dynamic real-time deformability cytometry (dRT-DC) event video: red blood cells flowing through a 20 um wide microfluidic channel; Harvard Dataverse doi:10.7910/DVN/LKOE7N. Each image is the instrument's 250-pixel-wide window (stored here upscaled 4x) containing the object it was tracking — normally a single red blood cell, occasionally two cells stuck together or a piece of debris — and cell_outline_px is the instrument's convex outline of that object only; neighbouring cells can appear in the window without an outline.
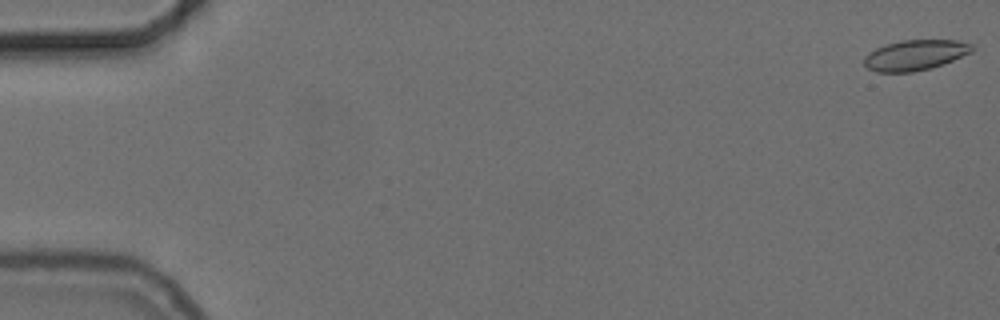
{"species": "common noctule bat (a hibernating species)", "species_latin": "Nyctalus noctula", "temperature_condition": "cold", "stored_images_in_passage": 56, "camera_frame_rate_fps": 3000, "um_per_image_px": 0.085, "animal": {"sex": "female", "body_mass_g": 24.6, "forearm_length_mm": 56.2}, "frame": {"image": 1, "passage_image": 1, "time_ms": 0.0, "image_size_px": [1000, 320], "cell_outline_px": [[976, 48], [972, 52], [932, 68], [912, 72], [876, 72], [868, 68], [864, 64], [864, 56], [868, 52], [876, 48], [900, 40], [956, 40], [972, 44]], "centroid_in_image_um": [77.79, 4.68], "position_along_channel_um": 7.2, "area_um2": 19.13}}
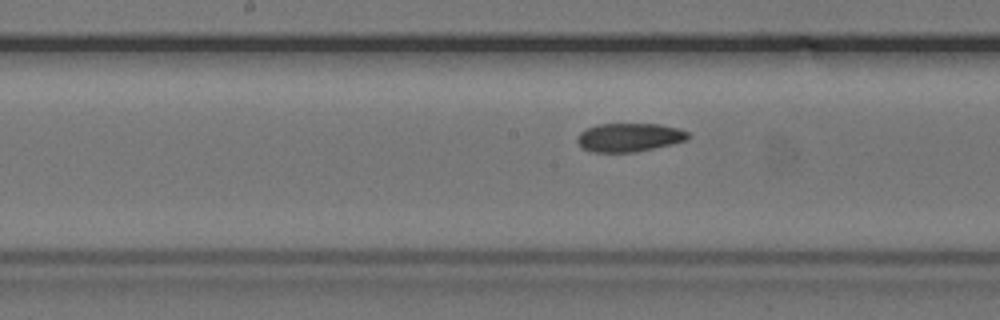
{"frame": {"image": 2, "passage_image": 29, "time_ms": 9.333, "image_size_px": [1000, 320], "cell_outline_px": [[692, 136], [688, 140], [636, 152], [592, 152], [580, 148], [576, 140], [576, 136], [580, 132], [596, 124], [660, 124], [680, 128], [688, 132]], "centroid_in_image_um": [53.48, 11.68], "position_along_channel_um": 194.7, "area_um2": 18.73}}
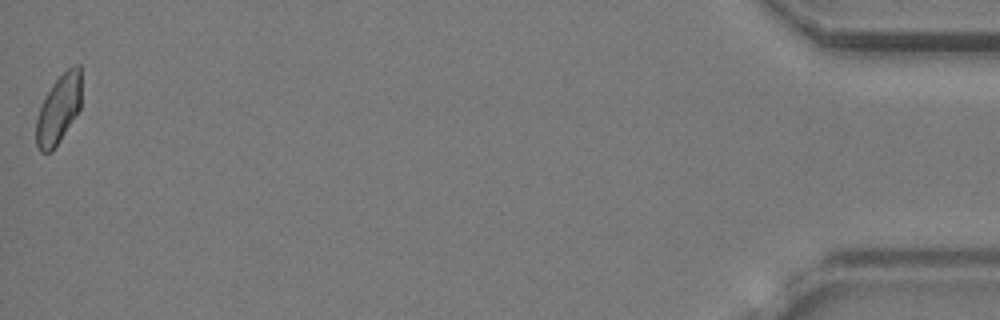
{"frame": {"image": 3, "passage_image": 56, "time_ms": 18.333, "image_size_px": [1000, 320], "cell_outline_px": [[80, 108], [60, 140], [52, 152], [40, 152], [36, 144], [36, 120], [40, 104], [52, 84], [68, 68], [76, 64], [80, 64]], "centroid_in_image_um": [4.96, 9.29], "position_along_channel_um": 430.2, "area_um2": 17.98}, "authors_computed_cell_mechanics": {"area_um2": 18.9873, "velocity_mm_per_s": 3.6968, "shape_relaxation_time_tau1_ms": null, "shape_relaxation_time_tau2_ms": 2.9655, "deformation_change_tau1": null, "deformation_change_tau2": 0.0689}}